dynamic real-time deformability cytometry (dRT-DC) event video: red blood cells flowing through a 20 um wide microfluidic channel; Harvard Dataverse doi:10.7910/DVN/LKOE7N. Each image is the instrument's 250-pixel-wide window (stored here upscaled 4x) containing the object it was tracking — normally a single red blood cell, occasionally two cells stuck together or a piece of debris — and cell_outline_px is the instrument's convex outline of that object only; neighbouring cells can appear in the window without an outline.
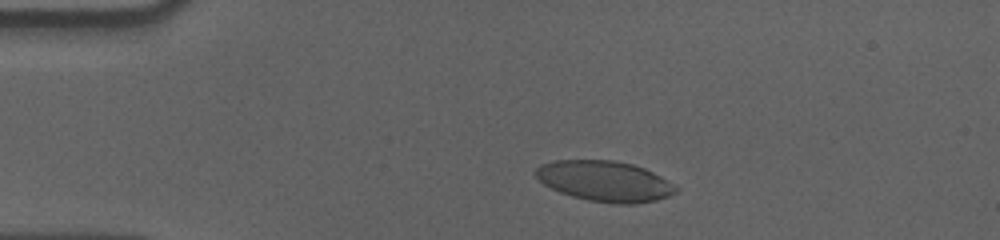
{"species": "human", "species_latin": "Homo sapiens", "temperature_condition": "cold", "stored_images_in_passage": 45, "camera_frame_rate_fps": 3000, "um_per_image_px": 0.085, "donor": {"sex": "male"}, "frame": {"image": 1, "passage_image": 9, "time_ms": 2.667, "image_size_px": [1000, 240], "cell_outline_px": [[680, 188], [676, 192], [668, 196], [656, 200], [632, 204], [616, 204], [588, 200], [572, 196], [560, 192], [544, 184], [532, 172], [540, 164], [556, 160], [612, 160], [632, 164], [644, 168], [668, 180]], "centroid_in_image_um": [51.4, 15.39], "position_along_channel_um": 33.6, "area_um2": 33.12}}
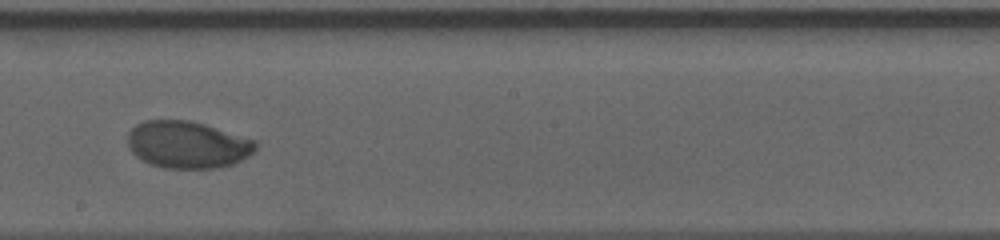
{"frame": {"image": 2, "passage_image": 30, "time_ms": 9.667, "image_size_px": [1000, 240], "cell_outline_px": [[256, 148], [248, 156], [232, 164], [216, 168], [164, 168], [148, 164], [140, 160], [128, 148], [128, 132], [136, 124], [144, 120], [188, 120], [204, 124], [256, 140]], "centroid_in_image_um": [15.89, 12.3], "position_along_channel_um": 232.3, "area_um2": 35.2}}
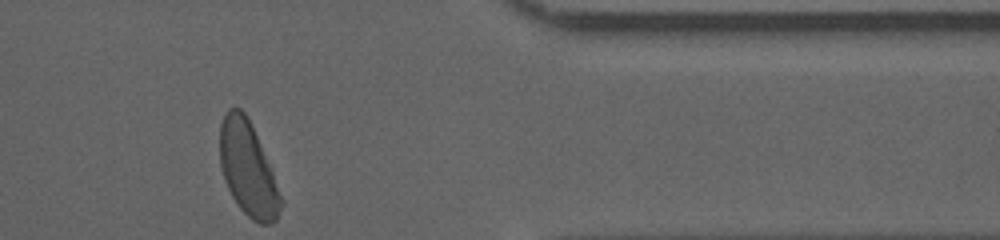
{"frame": {"image": 3, "passage_image": 45, "time_ms": 14.667, "image_size_px": [1000, 240], "cell_outline_px": [[284, 204], [276, 220], [272, 224], [260, 224], [252, 220], [240, 208], [232, 196], [224, 180], [220, 168], [220, 124], [228, 108], [240, 108], [248, 116], [284, 200]], "centroid_in_image_um": [21.08, 14.39], "position_along_channel_um": 390.3, "area_um2": 33.41}, "authors_computed_cell_mechanics": {"area_um2": 34.2754, "velocity_mm_per_s": 3.5501, "shape_relaxation_time_tau1_ms": 3.4667, "shape_relaxation_time_tau2_ms": 1.0963, "deformation_change_tau1": 0.1336, "deformation_change_tau2": 0.0385}}